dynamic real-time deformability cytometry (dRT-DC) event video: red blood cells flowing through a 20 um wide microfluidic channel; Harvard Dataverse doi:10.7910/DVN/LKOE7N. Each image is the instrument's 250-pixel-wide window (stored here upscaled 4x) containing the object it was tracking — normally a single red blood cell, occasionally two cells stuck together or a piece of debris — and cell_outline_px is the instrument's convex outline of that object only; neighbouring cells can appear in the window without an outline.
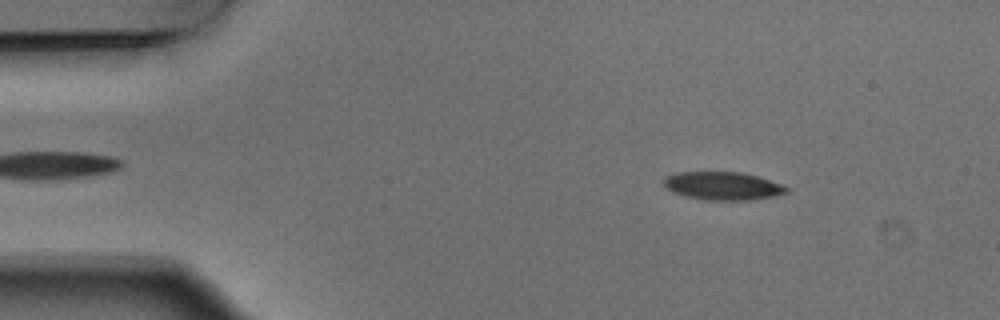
{"species": "Egyptian fruit bat (a non-hibernating species)", "species_latin": "Rousettus aegyptiacus", "temperature_condition": "warm", "stored_images_in_passage": 3, "camera_frame_rate_fps": 3000, "um_per_image_px": 0.085, "animal": {"sex": "male"}, "frame": {"image": 1, "passage_image": 1, "time_ms": 0.0, "image_size_px": [1000, 320], "cell_outline_px": [[792, 188], [788, 192], [776, 196], [748, 200], [704, 200], [672, 192], [664, 184], [664, 180], [668, 176], [676, 172], [740, 172], [756, 176], [784, 184]], "centroid_in_image_um": [61.51, 15.8], "position_along_channel_um": 23.5, "area_um2": 20.11}}